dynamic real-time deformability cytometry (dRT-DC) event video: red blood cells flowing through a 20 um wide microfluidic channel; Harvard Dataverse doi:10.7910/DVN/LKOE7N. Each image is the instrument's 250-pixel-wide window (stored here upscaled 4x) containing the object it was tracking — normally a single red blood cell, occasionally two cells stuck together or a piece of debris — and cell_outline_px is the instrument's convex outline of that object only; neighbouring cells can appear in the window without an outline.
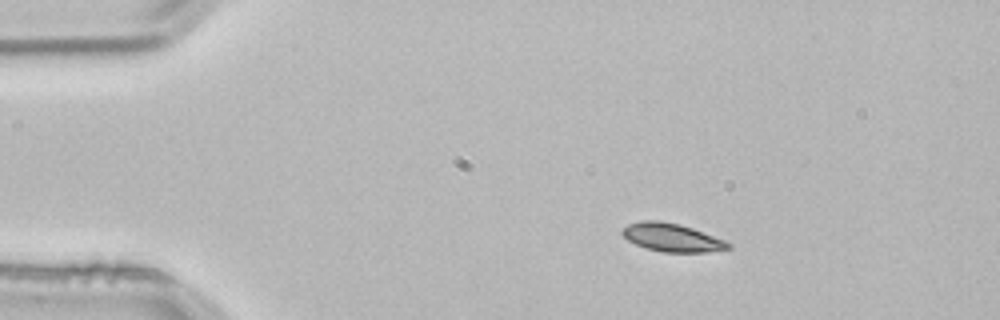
{"species": "common noctule bat (a hibernating species)", "species_latin": "Nyctalus noctula", "temperature_condition": "room temperature", "stored_images_in_passage": 2, "camera_frame_rate_fps": 3000, "um_per_image_px": 0.085, "animal": {"sex": "male", "body_mass_g": 21.5, "forearm_length_mm": 52.0}, "frame": {"image": 1, "passage_image": 1, "time_ms": 0.0, "image_size_px": [1000, 320], "cell_outline_px": [[732, 248], [708, 252], [664, 252], [648, 248], [636, 244], [628, 240], [620, 232], [628, 224], [640, 220], [660, 220], [680, 224], [692, 228], [724, 240], [732, 244]], "centroid_in_image_um": [57.12, 20.18], "position_along_channel_um": 27.9, "area_um2": 17.34}}